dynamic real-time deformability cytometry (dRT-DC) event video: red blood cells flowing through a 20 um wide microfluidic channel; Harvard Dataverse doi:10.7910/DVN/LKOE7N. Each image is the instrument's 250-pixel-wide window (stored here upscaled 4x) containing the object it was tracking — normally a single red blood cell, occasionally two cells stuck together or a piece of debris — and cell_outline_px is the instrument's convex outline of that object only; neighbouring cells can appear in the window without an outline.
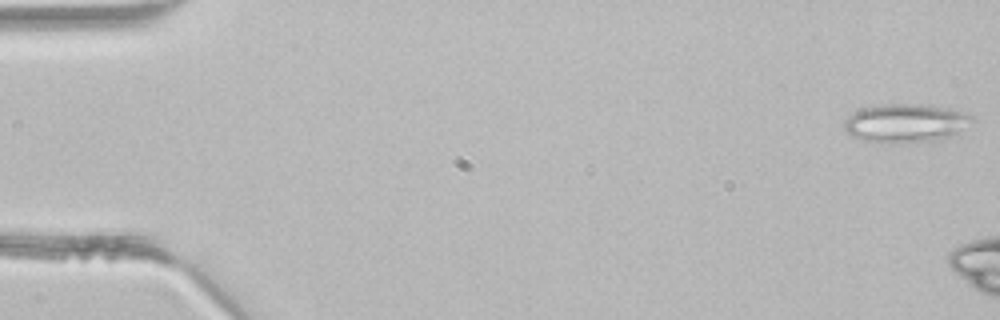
{"species": "common noctule bat (a hibernating species)", "species_latin": "Nyctalus noctula", "temperature_condition": "room temperature", "stored_images_in_passage": 4, "segment_of_instrument_passage": [2, 2], "camera_frame_rate_fps": 3000, "um_per_image_px": 0.085, "animal": {"sex": "male", "body_mass_g": 21.5, "forearm_length_mm": 52.0}, "frame": {"image": 1, "passage_image": 4, "time_ms": 1.0, "image_size_px": [1000, 320], "cell_outline_px": [[976, 120], [960, 132], [952, 136], [936, 140], [896, 144], [884, 144], [860, 140], [852, 136], [844, 128], [844, 120], [848, 116], [860, 108], [880, 104], [932, 104], [968, 112]], "centroid_in_image_um": [77.01, 10.47], "position_along_channel_um": 8.0, "area_um2": 29.71}}